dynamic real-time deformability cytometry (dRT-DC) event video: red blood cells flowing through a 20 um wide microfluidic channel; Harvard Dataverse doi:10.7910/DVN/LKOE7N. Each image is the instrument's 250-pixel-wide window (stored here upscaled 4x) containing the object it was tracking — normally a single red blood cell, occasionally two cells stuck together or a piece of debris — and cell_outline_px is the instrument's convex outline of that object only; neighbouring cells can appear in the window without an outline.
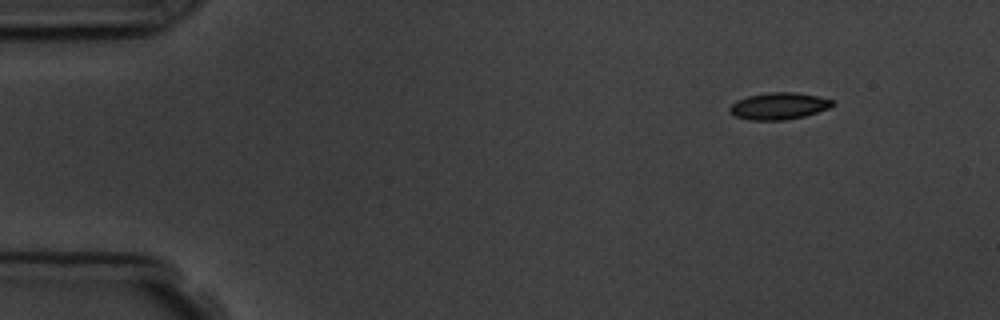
{"species": "common noctule bat (a hibernating species)", "species_latin": "Nyctalus noctula", "temperature_condition": "room temperature", "stored_images_in_passage": 4, "camera_frame_rate_fps": 3000, "um_per_image_px": 0.085, "animal": {"sex": "male", "body_mass_g": 19.5, "forearm_length_mm": 54.6}, "frame": {"image": 1, "passage_image": 1, "time_ms": 0.0, "image_size_px": [1000, 320], "cell_outline_px": [[836, 104], [828, 108], [804, 116], [784, 120], [748, 120], [736, 116], [728, 112], [728, 108], [736, 100], [748, 96], [768, 92], [792, 92], [816, 96], [836, 100]], "centroid_in_image_um": [66.18, 9.01], "position_along_channel_um": 18.8, "area_um2": 16.13}}
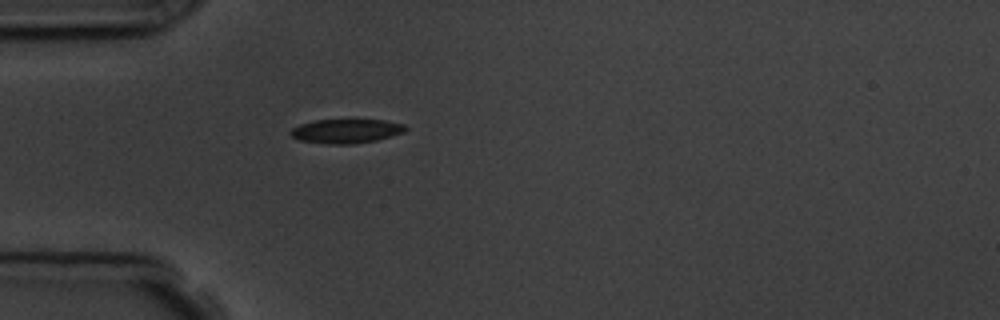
{"frame": {"image": 2, "passage_image": 4, "time_ms": 3.333, "image_size_px": [1000, 320], "cell_outline_px": [[408, 128], [404, 132], [376, 140], [356, 144], [328, 144], [300, 140], [292, 136], [288, 132], [292, 128], [300, 124], [316, 120], [384, 120], [404, 124]], "centroid_in_image_um": [29.42, 11.14], "position_along_channel_um": 55.6, "area_um2": 16.13}}